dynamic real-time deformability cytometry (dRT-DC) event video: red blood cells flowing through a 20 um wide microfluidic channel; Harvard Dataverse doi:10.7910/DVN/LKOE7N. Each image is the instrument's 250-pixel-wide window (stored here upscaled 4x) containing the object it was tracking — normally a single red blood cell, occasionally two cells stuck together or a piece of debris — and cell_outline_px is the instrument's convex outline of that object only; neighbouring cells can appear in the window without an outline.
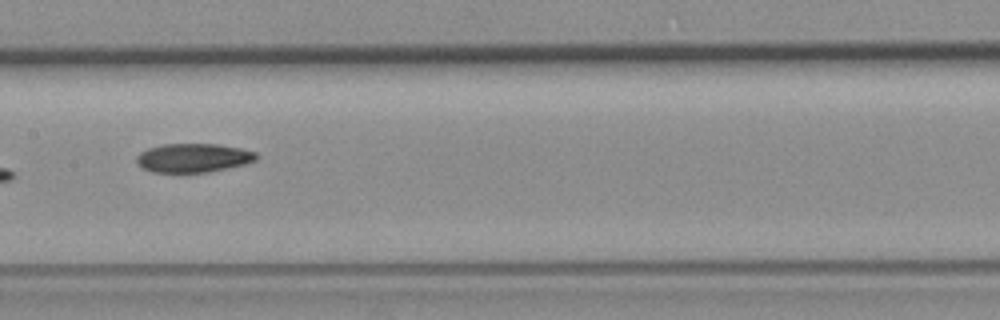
{"species": "common noctule bat (a hibernating species)", "species_latin": "Nyctalus noctula", "temperature_condition": "room temperature", "stored_images_in_passage": 13, "camera_frame_rate_fps": 3000, "um_per_image_px": 0.085, "animal": {"sex": "female", "body_mass_g": 19.3, "forearm_length_mm": 54.1}, "frame": {"image": 1, "passage_image": 6, "time_ms": 6.0, "image_size_px": [1000, 320], "cell_outline_px": [[256, 160], [244, 164], [208, 172], [152, 172], [144, 168], [136, 160], [136, 156], [140, 152], [148, 148], [164, 144], [216, 144], [240, 148], [256, 152]], "centroid_in_image_um": [16.42, 13.41], "position_along_channel_um": 191.0, "area_um2": 19.88}}
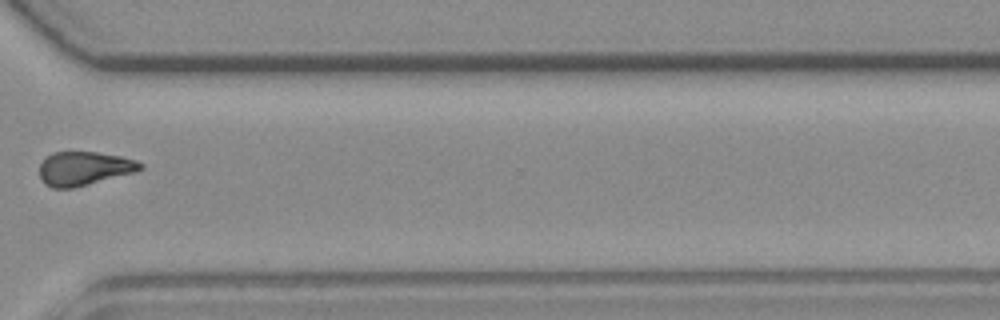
{"frame": {"image": 2, "passage_image": 10, "time_ms": 10.333, "image_size_px": [1000, 320], "cell_outline_px": [[144, 168], [132, 172], [88, 184], [72, 188], [52, 188], [44, 184], [40, 176], [40, 164], [52, 152], [96, 152], [120, 156], [136, 160], [144, 164]], "centroid_in_image_um": [7.13, 14.31], "position_along_channel_um": 363.5, "area_um2": 19.59}}
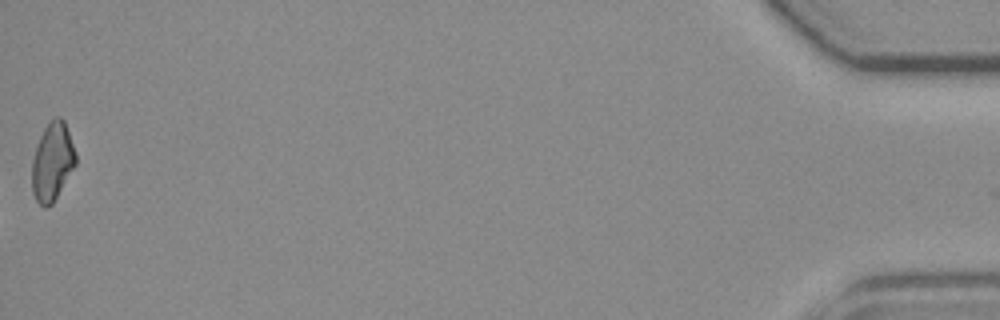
{"frame": {"image": 3, "passage_image": 13, "time_ms": 14.667, "image_size_px": [1000, 320], "cell_outline_px": [[76, 164], [52, 204], [44, 208], [36, 200], [32, 192], [32, 160], [40, 136], [44, 128], [56, 116], [60, 116], [64, 120], [76, 156]], "centroid_in_image_um": [4.44, 13.77], "position_along_channel_um": 430.8, "area_um2": 19.59}}